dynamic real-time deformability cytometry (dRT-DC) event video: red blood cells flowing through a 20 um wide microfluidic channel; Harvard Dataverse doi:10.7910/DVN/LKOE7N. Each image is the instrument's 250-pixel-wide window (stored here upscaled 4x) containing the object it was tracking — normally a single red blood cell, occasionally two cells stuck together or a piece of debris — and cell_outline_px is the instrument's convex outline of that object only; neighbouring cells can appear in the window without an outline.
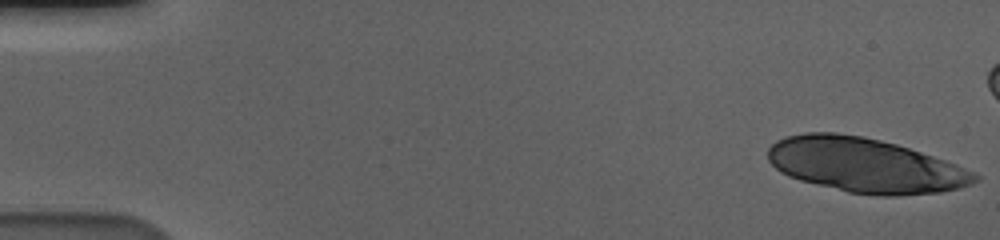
{"species": "human", "species_latin": "Homo sapiens", "temperature_condition": "cold", "stored_images_in_passage": 18, "camera_frame_rate_fps": 3000, "um_per_image_px": 0.085, "donor": {"sex": "male"}, "frame": {"image": 1, "passage_image": 1, "time_ms": 0.0, "image_size_px": [1000, 240], "cell_outline_px": [[980, 180], [972, 184], [960, 188], [940, 192], [896, 196], [876, 196], [848, 192], [800, 180], [788, 176], [780, 172], [768, 160], [768, 148], [776, 140], [784, 136], [804, 132], [836, 132], [864, 136], [896, 144], [956, 164], [976, 172], [980, 176]], "centroid_in_image_um": [73.53, 14.04], "position_along_channel_um": 11.5, "area_um2": 66.01}}